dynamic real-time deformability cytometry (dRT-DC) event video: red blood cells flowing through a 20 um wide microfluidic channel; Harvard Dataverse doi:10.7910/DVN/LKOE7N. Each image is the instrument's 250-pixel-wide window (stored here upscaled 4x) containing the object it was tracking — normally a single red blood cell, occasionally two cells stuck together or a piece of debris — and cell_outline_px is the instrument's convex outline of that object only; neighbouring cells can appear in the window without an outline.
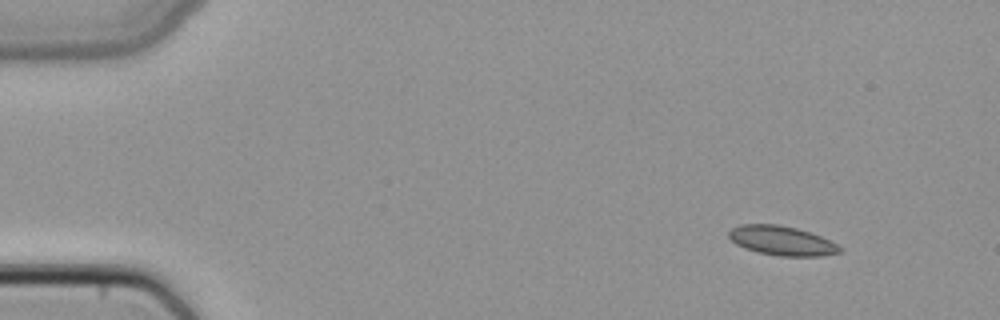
{"species": "common noctule bat (a hibernating species)", "species_latin": "Nyctalus noctula", "temperature_condition": "cold", "stored_images_in_passage": 6, "camera_frame_rate_fps": 3000, "um_per_image_px": 0.085, "animal": {"sex": "female", "body_mass_g": 22.7, "forearm_length_mm": 54.2}, "frame": {"image": 1, "passage_image": 1, "time_ms": 0.0, "image_size_px": [1000, 320], "cell_outline_px": [[844, 252], [820, 256], [780, 256], [756, 252], [744, 248], [736, 244], [728, 236], [728, 232], [732, 228], [740, 224], [776, 224], [796, 228], [820, 236], [844, 248]], "centroid_in_image_um": [66.45, 20.47], "position_along_channel_um": 18.5, "area_um2": 19.02}}
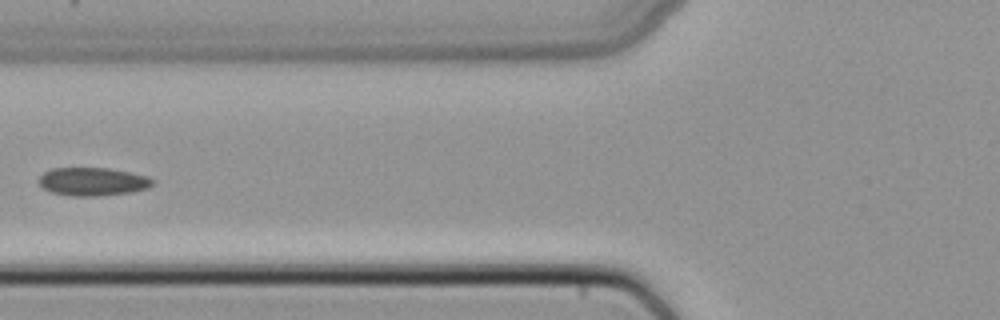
{"frame": {"image": 2, "passage_image": 5, "time_ms": 1.333, "image_size_px": [1000, 320], "cell_outline_px": [[156, 180], [148, 188], [132, 192], [96, 196], [72, 196], [52, 192], [44, 188], [36, 180], [44, 172], [52, 168], [112, 168], [148, 176]], "centroid_in_image_um": [7.9, 15.43], "position_along_channel_um": 117.9, "area_um2": 18.84}}
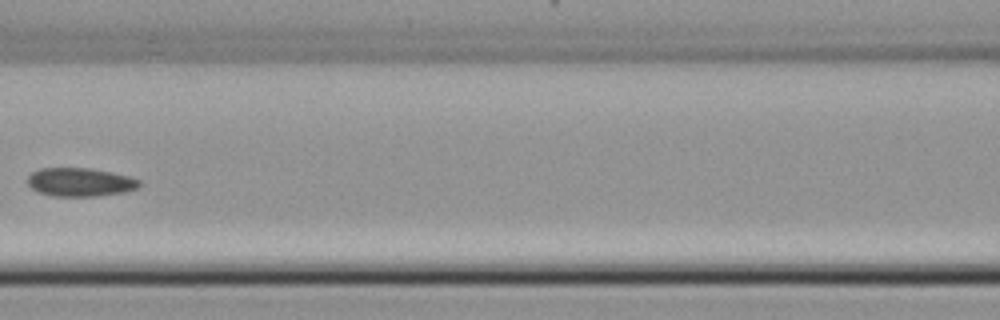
{"frame": {"image": 3, "passage_image": 6, "time_ms": 1.667, "image_size_px": [1000, 320], "cell_outline_px": [[140, 184], [136, 188], [124, 192], [92, 196], [56, 196], [40, 192], [32, 188], [28, 184], [28, 176], [32, 172], [40, 168], [92, 168], [112, 172], [128, 176], [140, 180]], "centroid_in_image_um": [6.8, 15.47], "position_along_channel_um": 159.8, "area_um2": 18.38}}